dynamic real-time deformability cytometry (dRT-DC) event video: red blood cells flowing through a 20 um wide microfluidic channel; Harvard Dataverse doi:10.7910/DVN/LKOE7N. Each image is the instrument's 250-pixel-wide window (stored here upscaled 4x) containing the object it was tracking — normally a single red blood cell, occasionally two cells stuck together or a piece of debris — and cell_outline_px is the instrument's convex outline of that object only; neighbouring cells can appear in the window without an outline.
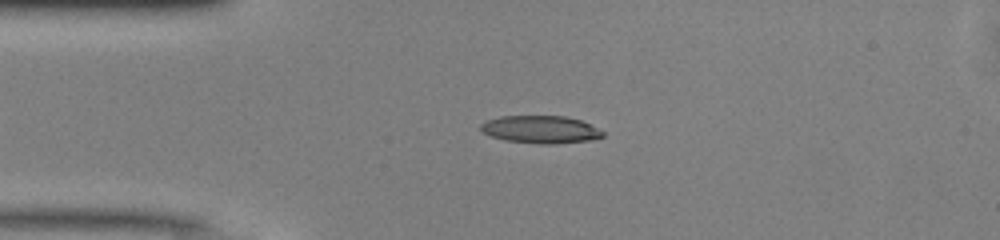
{"species": "common noctule bat (a hibernating species)", "species_latin": "Nyctalus noctula", "temperature_condition": "warm", "stored_images_in_passage": 48, "camera_frame_rate_fps": 3000, "um_per_image_px": 0.085, "animal": {"sex": "male", "body_mass_g": 13.0, "forearm_length_mm": 53.1}, "frame": {"image": 1, "passage_image": 10, "time_ms": 3.0, "image_size_px": [1000, 240], "cell_outline_px": [[604, 136], [588, 140], [552, 144], [540, 144], [504, 140], [492, 136], [484, 132], [480, 128], [480, 124], [488, 120], [500, 116], [564, 116], [580, 120], [604, 132]], "centroid_in_image_um": [45.93, 11.0], "position_along_channel_um": 39.1, "area_um2": 19.36}}
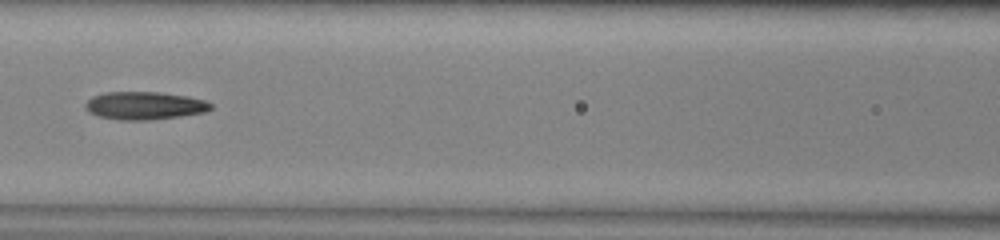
{"frame": {"image": 2, "passage_image": 20, "time_ms": 6.333, "image_size_px": [1000, 240], "cell_outline_px": [[212, 108], [204, 112], [180, 116], [148, 120], [120, 120], [100, 116], [88, 112], [84, 108], [84, 104], [92, 96], [104, 92], [160, 92], [188, 96], [204, 100], [212, 104]], "centroid_in_image_um": [12.26, 8.97], "position_along_channel_um": 154.3, "area_um2": 20.4}}
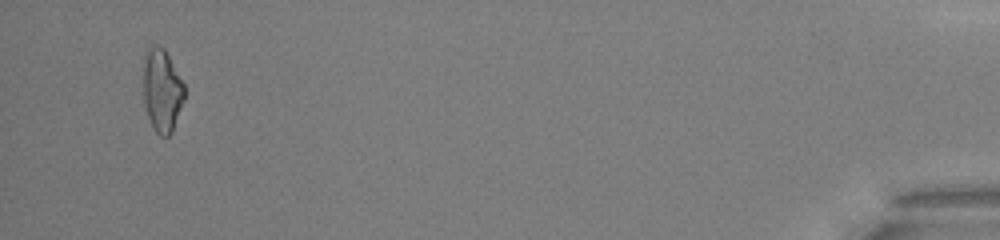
{"frame": {"image": 3, "passage_image": 46, "time_ms": 15.0, "image_size_px": [1000, 240], "cell_outline_px": [[184, 100], [172, 132], [168, 136], [160, 136], [156, 132], [148, 116], [144, 104], [144, 52], [148, 44], [156, 44], [164, 48], [184, 84]], "centroid_in_image_um": [13.76, 7.64], "position_along_channel_um": 421.4, "area_um2": 19.88}, "authors_computed_cell_mechanics": {"area_um2": 19.5942, "velocity_mm_per_s": 4.1399, "shape_relaxation_time_tau1_ms": 4.9695, "shape_relaxation_time_tau2_ms": 7.6991, "deformation_change_tau1": 0.1619, "deformation_change_tau2": 0.2325}}